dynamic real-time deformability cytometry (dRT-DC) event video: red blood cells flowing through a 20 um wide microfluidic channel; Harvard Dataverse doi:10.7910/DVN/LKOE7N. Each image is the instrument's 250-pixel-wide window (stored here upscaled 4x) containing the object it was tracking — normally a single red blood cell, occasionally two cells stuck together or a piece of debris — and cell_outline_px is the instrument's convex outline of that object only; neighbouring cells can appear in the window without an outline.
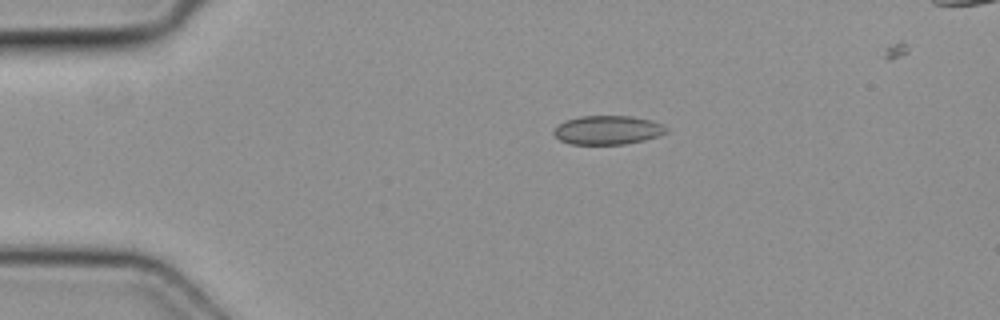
{"species": "common noctule bat (a hibernating species)", "species_latin": "Nyctalus noctula", "temperature_condition": "cold", "stored_images_in_passage": 5, "camera_frame_rate_fps": 3000, "um_per_image_px": 0.085, "animal": {"sex": "female", "body_mass_g": 19.3, "forearm_length_mm": 54.1}, "frame": {"image": 1, "passage_image": 5, "time_ms": 1.333, "image_size_px": [1000, 320], "cell_outline_px": [[668, 132], [660, 136], [644, 140], [624, 144], [572, 144], [560, 140], [552, 132], [556, 124], [564, 120], [580, 116], [632, 116], [652, 120], [664, 124], [668, 128]], "centroid_in_image_um": [51.67, 11.04], "position_along_channel_um": 33.3, "area_um2": 19.25}}